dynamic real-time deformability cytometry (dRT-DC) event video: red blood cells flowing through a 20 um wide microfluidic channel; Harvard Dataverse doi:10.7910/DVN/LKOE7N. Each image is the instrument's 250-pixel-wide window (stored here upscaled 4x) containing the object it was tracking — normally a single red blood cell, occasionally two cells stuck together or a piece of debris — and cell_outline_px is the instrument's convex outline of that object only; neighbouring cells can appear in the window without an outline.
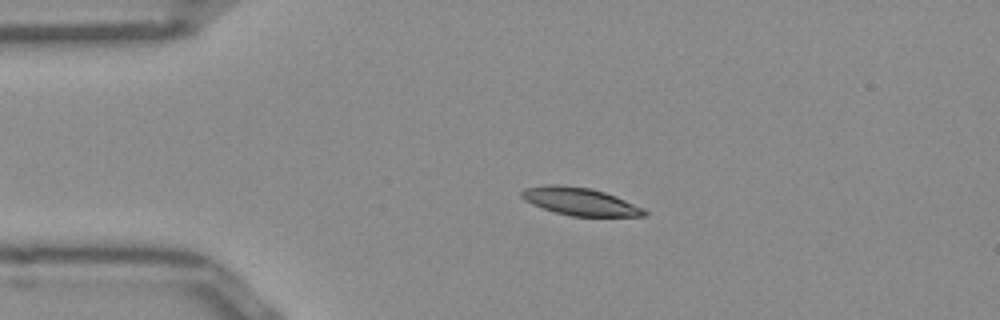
{"species": "Egyptian fruit bat (a non-hibernating species)", "species_latin": "Rousettus aegyptiacus", "temperature_condition": "room temperature", "stored_images_in_passage": 41, "camera_frame_rate_fps": 3000, "um_per_image_px": 0.085, "frame": {"image": 1, "passage_image": 1, "time_ms": 0.0, "image_size_px": [1000, 320], "cell_outline_px": [[648, 216], [572, 216], [556, 212], [532, 204], [524, 200], [520, 196], [520, 192], [524, 188], [548, 184], [556, 184], [588, 188], [604, 192], [644, 208], [648, 212]], "centroid_in_image_um": [49.28, 17.12], "position_along_channel_um": 35.7, "area_um2": 19.59}}
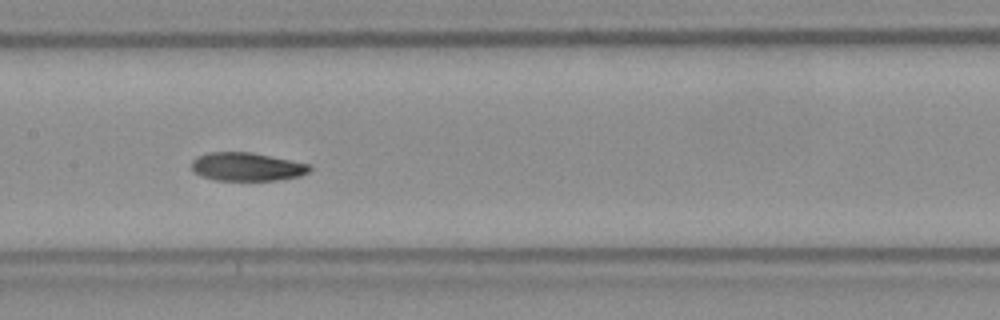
{"frame": {"image": 2, "passage_image": 15, "time_ms": 4.667, "image_size_px": [1000, 320], "cell_outline_px": [[312, 168], [308, 172], [300, 176], [276, 180], [216, 180], [200, 176], [192, 168], [192, 160], [196, 156], [208, 152], [252, 152], [308, 164]], "centroid_in_image_um": [20.95, 14.17], "position_along_channel_um": 186.4, "area_um2": 19.42}}
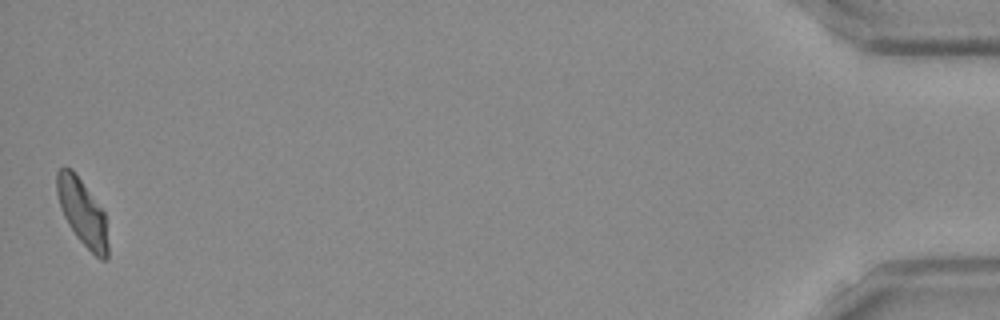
{"frame": {"image": 3, "passage_image": 41, "time_ms": 13.333, "image_size_px": [1000, 320], "cell_outline_px": [[108, 260], [100, 260], [76, 236], [68, 224], [60, 208], [56, 192], [56, 172], [64, 164], [72, 168], [104, 212], [108, 244]], "centroid_in_image_um": [6.97, 18.02], "position_along_channel_um": 428.2, "area_um2": 19.77}, "authors_computed_cell_mechanics": {"area_um2": 19.941, "velocity_mm_per_s": 3.9316, "shape_relaxation_time_tau1_ms": 3.4976, "shape_relaxation_time_tau2_ms": 2.3664, "deformation_change_tau1": 0.1439, "deformation_change_tau2": 0.0739}}